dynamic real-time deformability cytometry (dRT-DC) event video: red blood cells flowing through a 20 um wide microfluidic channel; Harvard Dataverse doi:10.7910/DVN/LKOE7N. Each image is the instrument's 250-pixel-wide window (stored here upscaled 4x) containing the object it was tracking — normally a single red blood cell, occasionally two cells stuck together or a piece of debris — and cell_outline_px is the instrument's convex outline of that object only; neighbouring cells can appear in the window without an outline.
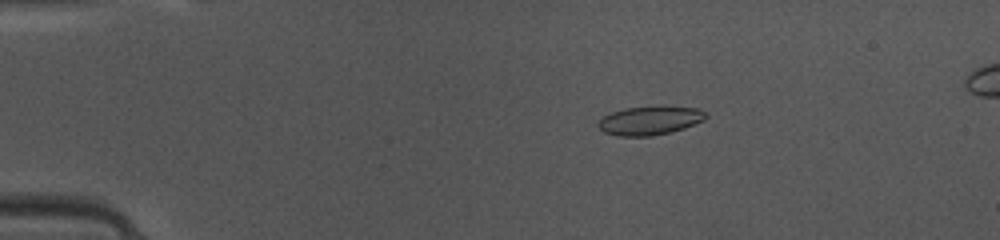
{"species": "common noctule bat (a hibernating species)", "species_latin": "Nyctalus noctula", "temperature_condition": "warm", "stored_images_in_passage": 49, "camera_frame_rate_fps": 3000, "um_per_image_px": 0.085, "animal": {"sex": "female", "body_mass_g": 10.0, "forearm_length_mm": 53.1}, "frame": {"image": 1, "passage_image": 10, "time_ms": 3.0, "image_size_px": [1000, 240], "cell_outline_px": [[708, 116], [704, 120], [684, 128], [672, 132], [652, 136], [620, 136], [604, 132], [596, 124], [604, 116], [612, 112], [624, 108], [660, 104], [700, 108]], "centroid_in_image_um": [55.28, 10.21], "position_along_channel_um": 29.7, "area_um2": 18.55}}
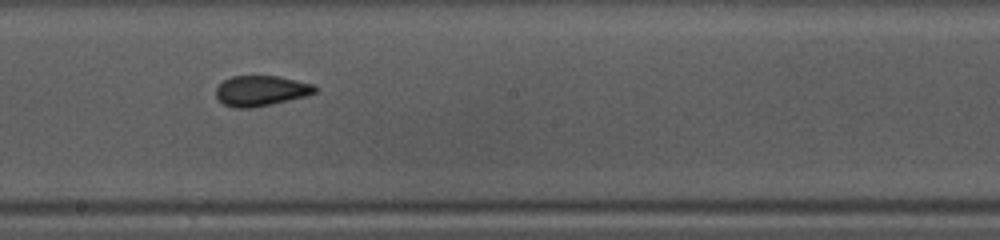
{"frame": {"image": 2, "passage_image": 28, "time_ms": 9.0, "image_size_px": [1000, 240], "cell_outline_px": [[316, 92], [304, 96], [272, 104], [252, 108], [232, 108], [224, 104], [216, 96], [216, 88], [224, 80], [232, 76], [280, 76], [312, 84], [316, 88]], "centroid_in_image_um": [22.15, 7.72], "position_along_channel_um": 226.0, "area_um2": 17.4}}
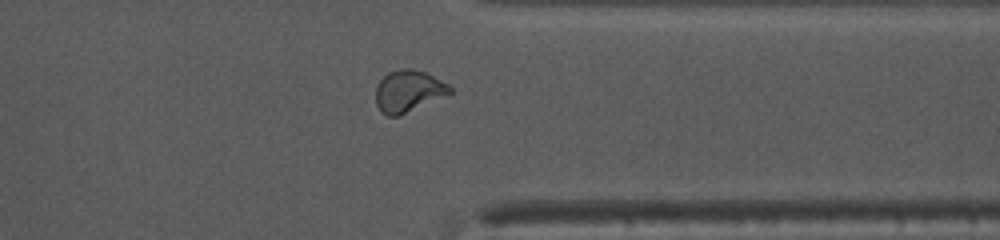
{"frame": {"image": 3, "passage_image": 39, "time_ms": 12.667, "image_size_px": [1000, 240], "cell_outline_px": [[452, 92], [400, 116], [388, 116], [380, 112], [376, 104], [376, 88], [380, 80], [388, 72], [400, 68], [412, 68], [424, 72], [448, 84], [452, 88]], "centroid_in_image_um": [34.68, 7.75], "position_along_channel_um": 376.7, "area_um2": 17.98}, "authors_computed_cell_mechanics": {"area_um2": 17.7446, "velocity_mm_per_s": 4.1608, "shape_relaxation_time_tau1_ms": null, "shape_relaxation_time_tau2_ms": 0.9261, "deformation_change_tau1": null, "deformation_change_tau2": 0.0523}}